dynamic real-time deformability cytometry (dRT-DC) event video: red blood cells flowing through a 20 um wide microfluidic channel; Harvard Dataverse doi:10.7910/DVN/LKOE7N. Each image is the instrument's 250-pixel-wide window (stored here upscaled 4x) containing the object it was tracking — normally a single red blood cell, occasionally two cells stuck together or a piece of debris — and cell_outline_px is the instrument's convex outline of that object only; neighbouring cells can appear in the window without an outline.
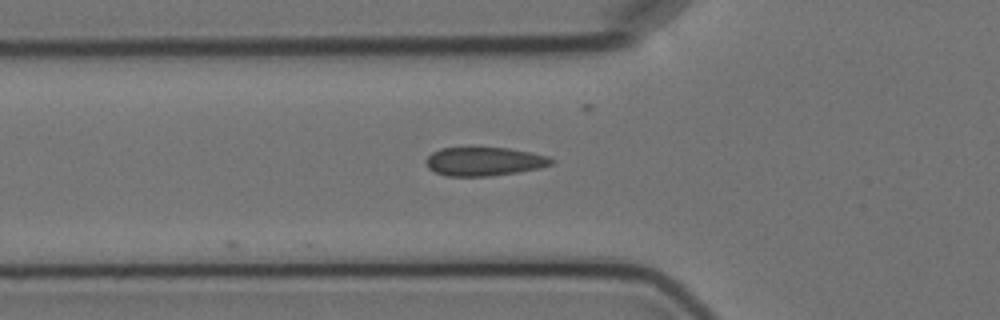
{"species": "Egyptian fruit bat (a non-hibernating species)", "species_latin": "Rousettus aegyptiacus", "temperature_condition": "cold", "stored_images_in_passage": 6, "camera_frame_rate_fps": 3000, "um_per_image_px": 0.085, "animal": {"sex": "female"}, "frame": {"image": 1, "passage_image": 4, "time_ms": 3.667, "image_size_px": [1000, 320], "cell_outline_px": [[556, 160], [552, 164], [540, 168], [516, 172], [488, 176], [448, 176], [436, 172], [428, 168], [424, 160], [432, 152], [440, 148], [508, 148], [532, 152], [548, 156]], "centroid_in_image_um": [41.17, 13.72], "position_along_channel_um": 84.6, "area_um2": 20.92}}